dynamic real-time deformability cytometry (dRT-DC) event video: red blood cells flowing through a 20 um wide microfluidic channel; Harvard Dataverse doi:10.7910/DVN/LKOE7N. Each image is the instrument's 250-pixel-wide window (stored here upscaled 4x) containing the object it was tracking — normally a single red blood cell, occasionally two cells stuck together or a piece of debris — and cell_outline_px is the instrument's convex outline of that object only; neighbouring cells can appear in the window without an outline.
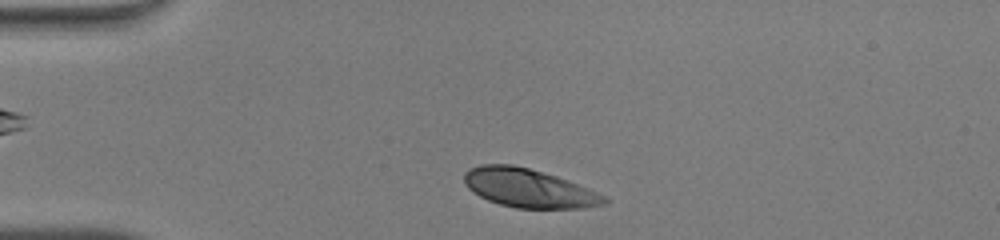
{"species": "human", "species_latin": "Homo sapiens", "temperature_condition": "warm", "stored_images_in_passage": 32, "camera_frame_rate_fps": 3000, "um_per_image_px": 0.085, "donor": {"sex": "male"}, "frame": {"image": 1, "passage_image": 2, "time_ms": 0.333, "image_size_px": [1000, 240], "cell_outline_px": [[608, 200], [604, 204], [584, 208], [516, 208], [500, 204], [488, 200], [472, 192], [464, 184], [464, 172], [468, 168], [480, 164], [512, 164], [528, 168], [556, 176], [568, 180], [608, 196]], "centroid_in_image_um": [44.92, 15.98], "position_along_channel_um": 40.1, "area_um2": 31.67}}
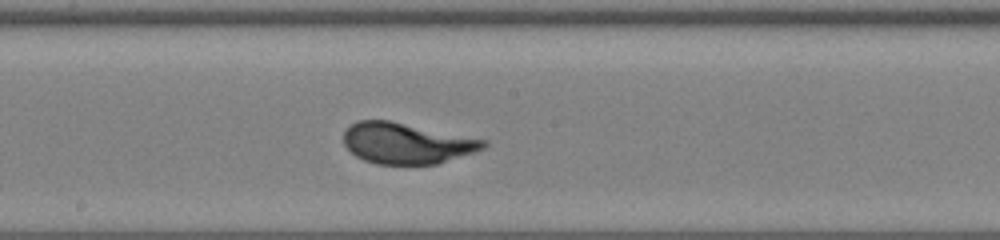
{"frame": {"image": 2, "passage_image": 17, "time_ms": 5.333, "image_size_px": [1000, 240], "cell_outline_px": [[488, 144], [484, 148], [436, 164], [376, 164], [364, 160], [356, 156], [344, 144], [344, 132], [356, 120], [388, 120], [488, 140]], "centroid_in_image_um": [34.55, 12.17], "position_along_channel_um": 213.7, "area_um2": 33.0}}
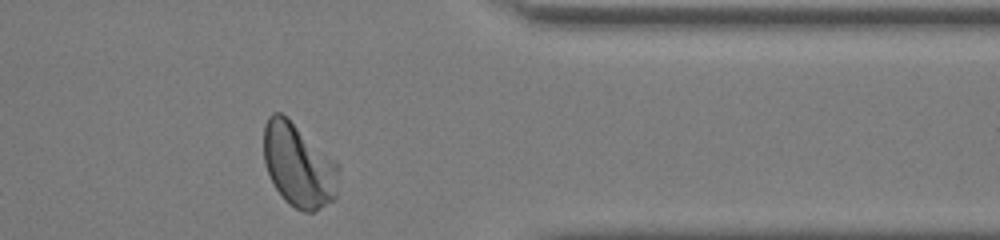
{"frame": {"image": 3, "passage_image": 30, "time_ms": 9.667, "image_size_px": [1000, 240], "cell_outline_px": [[340, 168], [336, 200], [312, 212], [304, 212], [296, 208], [276, 188], [268, 172], [264, 160], [264, 124], [268, 116], [272, 112], [280, 112], [336, 160], [340, 164]], "centroid_in_image_um": [25.42, 14.04], "position_along_channel_um": 386.0, "area_um2": 36.3}, "authors_computed_cell_mechanics": {"area_um2": 33.3217, "velocity_mm_per_s": 4.2547, "shape_relaxation_time_tau1_ms": 2.2895, "shape_relaxation_time_tau2_ms": null, "deformation_change_tau1": 0.1218, "deformation_change_tau2": null}}